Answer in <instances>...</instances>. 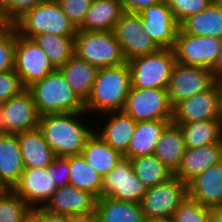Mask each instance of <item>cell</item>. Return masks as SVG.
Instances as JSON below:
<instances>
[{"label":"cell","mask_w":222,"mask_h":222,"mask_svg":"<svg viewBox=\"0 0 222 222\" xmlns=\"http://www.w3.org/2000/svg\"><path fill=\"white\" fill-rule=\"evenodd\" d=\"M30 209L12 189L0 193V222H22Z\"/></svg>","instance_id":"obj_35"},{"label":"cell","mask_w":222,"mask_h":222,"mask_svg":"<svg viewBox=\"0 0 222 222\" xmlns=\"http://www.w3.org/2000/svg\"><path fill=\"white\" fill-rule=\"evenodd\" d=\"M67 222H99L96 211L89 214L67 215Z\"/></svg>","instance_id":"obj_45"},{"label":"cell","mask_w":222,"mask_h":222,"mask_svg":"<svg viewBox=\"0 0 222 222\" xmlns=\"http://www.w3.org/2000/svg\"><path fill=\"white\" fill-rule=\"evenodd\" d=\"M97 197L73 185L57 187L44 208L63 215L89 214L96 211Z\"/></svg>","instance_id":"obj_18"},{"label":"cell","mask_w":222,"mask_h":222,"mask_svg":"<svg viewBox=\"0 0 222 222\" xmlns=\"http://www.w3.org/2000/svg\"><path fill=\"white\" fill-rule=\"evenodd\" d=\"M211 5L222 6V0H209Z\"/></svg>","instance_id":"obj_50"},{"label":"cell","mask_w":222,"mask_h":222,"mask_svg":"<svg viewBox=\"0 0 222 222\" xmlns=\"http://www.w3.org/2000/svg\"><path fill=\"white\" fill-rule=\"evenodd\" d=\"M56 189L48 167L24 168L19 181L12 188L31 208H37L39 204L44 207Z\"/></svg>","instance_id":"obj_17"},{"label":"cell","mask_w":222,"mask_h":222,"mask_svg":"<svg viewBox=\"0 0 222 222\" xmlns=\"http://www.w3.org/2000/svg\"><path fill=\"white\" fill-rule=\"evenodd\" d=\"M188 196L208 208L222 205V161L187 183Z\"/></svg>","instance_id":"obj_19"},{"label":"cell","mask_w":222,"mask_h":222,"mask_svg":"<svg viewBox=\"0 0 222 222\" xmlns=\"http://www.w3.org/2000/svg\"><path fill=\"white\" fill-rule=\"evenodd\" d=\"M103 114H110L111 116L107 121L108 123L106 122V125L101 128V132H97V134L114 150L124 155L127 152L129 142L133 136L136 121L124 111H114Z\"/></svg>","instance_id":"obj_27"},{"label":"cell","mask_w":222,"mask_h":222,"mask_svg":"<svg viewBox=\"0 0 222 222\" xmlns=\"http://www.w3.org/2000/svg\"><path fill=\"white\" fill-rule=\"evenodd\" d=\"M183 133L177 124L170 123L158 140L154 155L173 172L185 153Z\"/></svg>","instance_id":"obj_30"},{"label":"cell","mask_w":222,"mask_h":222,"mask_svg":"<svg viewBox=\"0 0 222 222\" xmlns=\"http://www.w3.org/2000/svg\"><path fill=\"white\" fill-rule=\"evenodd\" d=\"M48 170L53 177L56 187H62L69 184V156L56 157L48 166Z\"/></svg>","instance_id":"obj_42"},{"label":"cell","mask_w":222,"mask_h":222,"mask_svg":"<svg viewBox=\"0 0 222 222\" xmlns=\"http://www.w3.org/2000/svg\"><path fill=\"white\" fill-rule=\"evenodd\" d=\"M75 55L98 69L127 62L113 31L77 30L74 37Z\"/></svg>","instance_id":"obj_5"},{"label":"cell","mask_w":222,"mask_h":222,"mask_svg":"<svg viewBox=\"0 0 222 222\" xmlns=\"http://www.w3.org/2000/svg\"><path fill=\"white\" fill-rule=\"evenodd\" d=\"M172 219L175 222H212L211 208L187 196L175 210Z\"/></svg>","instance_id":"obj_36"},{"label":"cell","mask_w":222,"mask_h":222,"mask_svg":"<svg viewBox=\"0 0 222 222\" xmlns=\"http://www.w3.org/2000/svg\"><path fill=\"white\" fill-rule=\"evenodd\" d=\"M130 160L137 178L147 189L163 184L174 177V172L155 155L137 156Z\"/></svg>","instance_id":"obj_34"},{"label":"cell","mask_w":222,"mask_h":222,"mask_svg":"<svg viewBox=\"0 0 222 222\" xmlns=\"http://www.w3.org/2000/svg\"><path fill=\"white\" fill-rule=\"evenodd\" d=\"M124 12L120 0H93L82 25L77 30L113 31Z\"/></svg>","instance_id":"obj_25"},{"label":"cell","mask_w":222,"mask_h":222,"mask_svg":"<svg viewBox=\"0 0 222 222\" xmlns=\"http://www.w3.org/2000/svg\"><path fill=\"white\" fill-rule=\"evenodd\" d=\"M81 155L86 163L102 177L110 173L124 158L119 151L107 144L95 130L87 138Z\"/></svg>","instance_id":"obj_24"},{"label":"cell","mask_w":222,"mask_h":222,"mask_svg":"<svg viewBox=\"0 0 222 222\" xmlns=\"http://www.w3.org/2000/svg\"><path fill=\"white\" fill-rule=\"evenodd\" d=\"M14 26L19 35L28 39H33L41 33L75 36L77 32L57 0H47L36 5L21 17Z\"/></svg>","instance_id":"obj_4"},{"label":"cell","mask_w":222,"mask_h":222,"mask_svg":"<svg viewBox=\"0 0 222 222\" xmlns=\"http://www.w3.org/2000/svg\"><path fill=\"white\" fill-rule=\"evenodd\" d=\"M176 21L180 24L188 16L196 14L210 5L209 0H166Z\"/></svg>","instance_id":"obj_39"},{"label":"cell","mask_w":222,"mask_h":222,"mask_svg":"<svg viewBox=\"0 0 222 222\" xmlns=\"http://www.w3.org/2000/svg\"><path fill=\"white\" fill-rule=\"evenodd\" d=\"M172 120H147L136 122V127L124 158L154 155L156 145L164 129Z\"/></svg>","instance_id":"obj_22"},{"label":"cell","mask_w":222,"mask_h":222,"mask_svg":"<svg viewBox=\"0 0 222 222\" xmlns=\"http://www.w3.org/2000/svg\"><path fill=\"white\" fill-rule=\"evenodd\" d=\"M69 184L102 197L103 177L91 168L80 155L69 156Z\"/></svg>","instance_id":"obj_32"},{"label":"cell","mask_w":222,"mask_h":222,"mask_svg":"<svg viewBox=\"0 0 222 222\" xmlns=\"http://www.w3.org/2000/svg\"><path fill=\"white\" fill-rule=\"evenodd\" d=\"M40 114L31 92L26 88L20 94L0 104V132L20 134L38 128Z\"/></svg>","instance_id":"obj_11"},{"label":"cell","mask_w":222,"mask_h":222,"mask_svg":"<svg viewBox=\"0 0 222 222\" xmlns=\"http://www.w3.org/2000/svg\"><path fill=\"white\" fill-rule=\"evenodd\" d=\"M221 45V39L186 34L179 28L173 49L176 62L213 70L219 57Z\"/></svg>","instance_id":"obj_10"},{"label":"cell","mask_w":222,"mask_h":222,"mask_svg":"<svg viewBox=\"0 0 222 222\" xmlns=\"http://www.w3.org/2000/svg\"><path fill=\"white\" fill-rule=\"evenodd\" d=\"M156 222H175L173 219L159 220Z\"/></svg>","instance_id":"obj_52"},{"label":"cell","mask_w":222,"mask_h":222,"mask_svg":"<svg viewBox=\"0 0 222 222\" xmlns=\"http://www.w3.org/2000/svg\"><path fill=\"white\" fill-rule=\"evenodd\" d=\"M7 188L0 182V193L6 191Z\"/></svg>","instance_id":"obj_51"},{"label":"cell","mask_w":222,"mask_h":222,"mask_svg":"<svg viewBox=\"0 0 222 222\" xmlns=\"http://www.w3.org/2000/svg\"><path fill=\"white\" fill-rule=\"evenodd\" d=\"M74 37L41 33L33 40L42 48L56 69L64 66L74 55Z\"/></svg>","instance_id":"obj_33"},{"label":"cell","mask_w":222,"mask_h":222,"mask_svg":"<svg viewBox=\"0 0 222 222\" xmlns=\"http://www.w3.org/2000/svg\"><path fill=\"white\" fill-rule=\"evenodd\" d=\"M6 0H0V7L4 4Z\"/></svg>","instance_id":"obj_53"},{"label":"cell","mask_w":222,"mask_h":222,"mask_svg":"<svg viewBox=\"0 0 222 222\" xmlns=\"http://www.w3.org/2000/svg\"><path fill=\"white\" fill-rule=\"evenodd\" d=\"M25 89L14 69L0 73V104L20 94Z\"/></svg>","instance_id":"obj_41"},{"label":"cell","mask_w":222,"mask_h":222,"mask_svg":"<svg viewBox=\"0 0 222 222\" xmlns=\"http://www.w3.org/2000/svg\"><path fill=\"white\" fill-rule=\"evenodd\" d=\"M123 111L136 122L172 120L173 106L167 88L131 87Z\"/></svg>","instance_id":"obj_8"},{"label":"cell","mask_w":222,"mask_h":222,"mask_svg":"<svg viewBox=\"0 0 222 222\" xmlns=\"http://www.w3.org/2000/svg\"><path fill=\"white\" fill-rule=\"evenodd\" d=\"M199 120H222L217 83L209 90L183 99L173 106L172 123L181 124Z\"/></svg>","instance_id":"obj_15"},{"label":"cell","mask_w":222,"mask_h":222,"mask_svg":"<svg viewBox=\"0 0 222 222\" xmlns=\"http://www.w3.org/2000/svg\"><path fill=\"white\" fill-rule=\"evenodd\" d=\"M40 114L85 112V103L73 92L59 69L27 88Z\"/></svg>","instance_id":"obj_3"},{"label":"cell","mask_w":222,"mask_h":222,"mask_svg":"<svg viewBox=\"0 0 222 222\" xmlns=\"http://www.w3.org/2000/svg\"><path fill=\"white\" fill-rule=\"evenodd\" d=\"M14 70L25 88L56 70L46 53L33 40L22 37L16 29Z\"/></svg>","instance_id":"obj_9"},{"label":"cell","mask_w":222,"mask_h":222,"mask_svg":"<svg viewBox=\"0 0 222 222\" xmlns=\"http://www.w3.org/2000/svg\"><path fill=\"white\" fill-rule=\"evenodd\" d=\"M69 21L78 29L90 9L93 0H57Z\"/></svg>","instance_id":"obj_40"},{"label":"cell","mask_w":222,"mask_h":222,"mask_svg":"<svg viewBox=\"0 0 222 222\" xmlns=\"http://www.w3.org/2000/svg\"><path fill=\"white\" fill-rule=\"evenodd\" d=\"M216 83L220 92V113L222 116V79L217 80Z\"/></svg>","instance_id":"obj_49"},{"label":"cell","mask_w":222,"mask_h":222,"mask_svg":"<svg viewBox=\"0 0 222 222\" xmlns=\"http://www.w3.org/2000/svg\"><path fill=\"white\" fill-rule=\"evenodd\" d=\"M16 27L0 24V73L14 69Z\"/></svg>","instance_id":"obj_37"},{"label":"cell","mask_w":222,"mask_h":222,"mask_svg":"<svg viewBox=\"0 0 222 222\" xmlns=\"http://www.w3.org/2000/svg\"><path fill=\"white\" fill-rule=\"evenodd\" d=\"M187 196V183L177 177L148 188L140 202L146 221L172 219L175 210Z\"/></svg>","instance_id":"obj_7"},{"label":"cell","mask_w":222,"mask_h":222,"mask_svg":"<svg viewBox=\"0 0 222 222\" xmlns=\"http://www.w3.org/2000/svg\"><path fill=\"white\" fill-rule=\"evenodd\" d=\"M113 33L120 43L127 61L160 49L149 34L144 31L139 13L125 11L116 23Z\"/></svg>","instance_id":"obj_13"},{"label":"cell","mask_w":222,"mask_h":222,"mask_svg":"<svg viewBox=\"0 0 222 222\" xmlns=\"http://www.w3.org/2000/svg\"><path fill=\"white\" fill-rule=\"evenodd\" d=\"M47 0H6L0 7V23L14 25L36 5Z\"/></svg>","instance_id":"obj_38"},{"label":"cell","mask_w":222,"mask_h":222,"mask_svg":"<svg viewBox=\"0 0 222 222\" xmlns=\"http://www.w3.org/2000/svg\"><path fill=\"white\" fill-rule=\"evenodd\" d=\"M24 168L18 136L0 132V182L7 189H12Z\"/></svg>","instance_id":"obj_21"},{"label":"cell","mask_w":222,"mask_h":222,"mask_svg":"<svg viewBox=\"0 0 222 222\" xmlns=\"http://www.w3.org/2000/svg\"><path fill=\"white\" fill-rule=\"evenodd\" d=\"M179 27L186 34L211 36L222 40V6L210 4L204 10L188 16Z\"/></svg>","instance_id":"obj_28"},{"label":"cell","mask_w":222,"mask_h":222,"mask_svg":"<svg viewBox=\"0 0 222 222\" xmlns=\"http://www.w3.org/2000/svg\"><path fill=\"white\" fill-rule=\"evenodd\" d=\"M41 218L42 222H67V215L51 213L43 206H41Z\"/></svg>","instance_id":"obj_44"},{"label":"cell","mask_w":222,"mask_h":222,"mask_svg":"<svg viewBox=\"0 0 222 222\" xmlns=\"http://www.w3.org/2000/svg\"><path fill=\"white\" fill-rule=\"evenodd\" d=\"M130 89L131 72L128 62L98 69L91 94L85 102V112L123 111Z\"/></svg>","instance_id":"obj_2"},{"label":"cell","mask_w":222,"mask_h":222,"mask_svg":"<svg viewBox=\"0 0 222 222\" xmlns=\"http://www.w3.org/2000/svg\"><path fill=\"white\" fill-rule=\"evenodd\" d=\"M80 113H55L40 116L38 128L56 157L80 155L94 130L79 122ZM78 119V120H77Z\"/></svg>","instance_id":"obj_1"},{"label":"cell","mask_w":222,"mask_h":222,"mask_svg":"<svg viewBox=\"0 0 222 222\" xmlns=\"http://www.w3.org/2000/svg\"><path fill=\"white\" fill-rule=\"evenodd\" d=\"M213 73L216 80L222 79V45L219 52V57L216 66L213 68Z\"/></svg>","instance_id":"obj_47"},{"label":"cell","mask_w":222,"mask_h":222,"mask_svg":"<svg viewBox=\"0 0 222 222\" xmlns=\"http://www.w3.org/2000/svg\"><path fill=\"white\" fill-rule=\"evenodd\" d=\"M126 12L139 13L144 8L158 4L162 0H120Z\"/></svg>","instance_id":"obj_43"},{"label":"cell","mask_w":222,"mask_h":222,"mask_svg":"<svg viewBox=\"0 0 222 222\" xmlns=\"http://www.w3.org/2000/svg\"><path fill=\"white\" fill-rule=\"evenodd\" d=\"M139 14L142 18L144 31L160 48L174 47L180 27L166 0L144 8Z\"/></svg>","instance_id":"obj_16"},{"label":"cell","mask_w":222,"mask_h":222,"mask_svg":"<svg viewBox=\"0 0 222 222\" xmlns=\"http://www.w3.org/2000/svg\"><path fill=\"white\" fill-rule=\"evenodd\" d=\"M17 136L25 168H46L56 158L39 128Z\"/></svg>","instance_id":"obj_23"},{"label":"cell","mask_w":222,"mask_h":222,"mask_svg":"<svg viewBox=\"0 0 222 222\" xmlns=\"http://www.w3.org/2000/svg\"><path fill=\"white\" fill-rule=\"evenodd\" d=\"M127 62L131 72V87L167 88L176 57L173 48H160L154 53L138 56Z\"/></svg>","instance_id":"obj_6"},{"label":"cell","mask_w":222,"mask_h":222,"mask_svg":"<svg viewBox=\"0 0 222 222\" xmlns=\"http://www.w3.org/2000/svg\"><path fill=\"white\" fill-rule=\"evenodd\" d=\"M211 220L212 222H222V205L211 208Z\"/></svg>","instance_id":"obj_48"},{"label":"cell","mask_w":222,"mask_h":222,"mask_svg":"<svg viewBox=\"0 0 222 222\" xmlns=\"http://www.w3.org/2000/svg\"><path fill=\"white\" fill-rule=\"evenodd\" d=\"M99 222H147L140 203L100 197L96 203Z\"/></svg>","instance_id":"obj_29"},{"label":"cell","mask_w":222,"mask_h":222,"mask_svg":"<svg viewBox=\"0 0 222 222\" xmlns=\"http://www.w3.org/2000/svg\"><path fill=\"white\" fill-rule=\"evenodd\" d=\"M222 161V143H213L197 148H186L174 177L188 183L205 172L210 166Z\"/></svg>","instance_id":"obj_20"},{"label":"cell","mask_w":222,"mask_h":222,"mask_svg":"<svg viewBox=\"0 0 222 222\" xmlns=\"http://www.w3.org/2000/svg\"><path fill=\"white\" fill-rule=\"evenodd\" d=\"M177 125L183 133L186 148L222 143V120H199Z\"/></svg>","instance_id":"obj_31"},{"label":"cell","mask_w":222,"mask_h":222,"mask_svg":"<svg viewBox=\"0 0 222 222\" xmlns=\"http://www.w3.org/2000/svg\"><path fill=\"white\" fill-rule=\"evenodd\" d=\"M59 70L73 92L85 103L91 94L98 68L74 55Z\"/></svg>","instance_id":"obj_26"},{"label":"cell","mask_w":222,"mask_h":222,"mask_svg":"<svg viewBox=\"0 0 222 222\" xmlns=\"http://www.w3.org/2000/svg\"><path fill=\"white\" fill-rule=\"evenodd\" d=\"M22 222H42L41 206L31 208L30 211L24 216Z\"/></svg>","instance_id":"obj_46"},{"label":"cell","mask_w":222,"mask_h":222,"mask_svg":"<svg viewBox=\"0 0 222 222\" xmlns=\"http://www.w3.org/2000/svg\"><path fill=\"white\" fill-rule=\"evenodd\" d=\"M146 192L147 188L137 178L130 159L123 158L103 177L102 197L140 203Z\"/></svg>","instance_id":"obj_14"},{"label":"cell","mask_w":222,"mask_h":222,"mask_svg":"<svg viewBox=\"0 0 222 222\" xmlns=\"http://www.w3.org/2000/svg\"><path fill=\"white\" fill-rule=\"evenodd\" d=\"M216 81L211 69L176 62L167 87L171 105L174 106L183 99L209 90Z\"/></svg>","instance_id":"obj_12"}]
</instances>
